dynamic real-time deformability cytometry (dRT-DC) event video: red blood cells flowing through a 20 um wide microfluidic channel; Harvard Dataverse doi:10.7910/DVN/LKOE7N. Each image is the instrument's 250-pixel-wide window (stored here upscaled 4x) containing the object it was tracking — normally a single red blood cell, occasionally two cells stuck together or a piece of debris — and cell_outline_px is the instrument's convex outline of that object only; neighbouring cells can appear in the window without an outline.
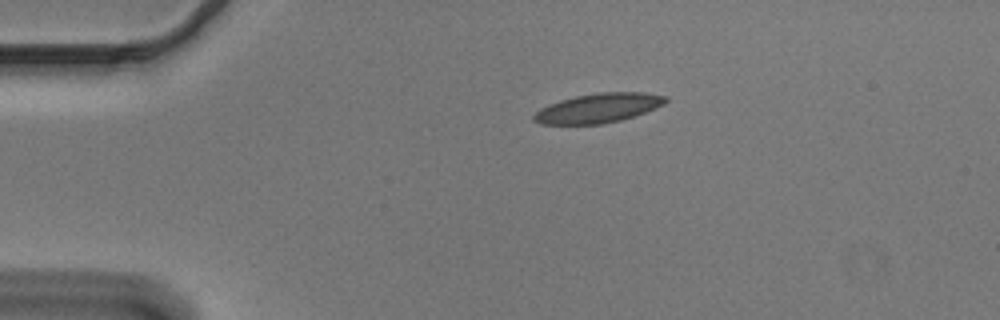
{"species": "Egyptian fruit bat (a non-hibernating species)", "species_latin": "Rousettus aegyptiacus", "temperature_condition": "cold", "stored_images_in_passage": 44, "camera_frame_rate_fps": 3000, "um_per_image_px": 0.085, "animal": {"sex": "male"}, "frame": {"image": 1, "passage_image": 1, "time_ms": 0.0, "image_size_px": [1000, 320], "cell_outline_px": [[668, 100], [664, 104], [644, 112], [620, 120], [600, 124], [540, 124], [532, 120], [532, 116], [540, 108], [548, 104], [560, 100], [576, 96], [596, 92], [644, 92], [668, 96]], "centroid_in_image_um": [50.83, 9.17], "position_along_channel_um": 34.2, "area_um2": 22.54}}
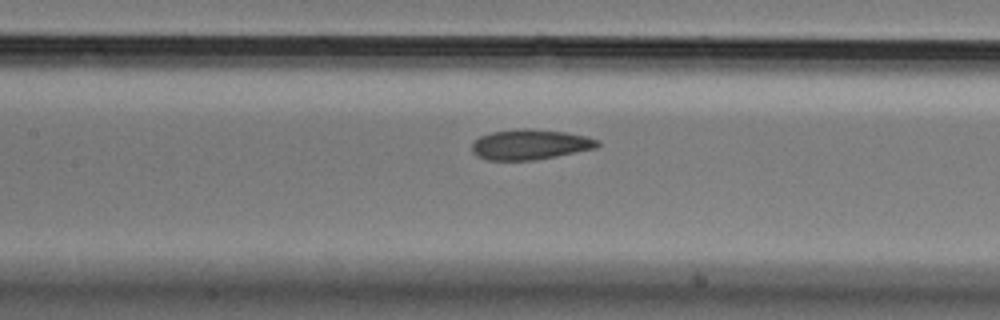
{"frame": {"image": 2, "passage_image": 15, "time_ms": 4.667, "image_size_px": [1000, 320], "cell_outline_px": [[600, 144], [596, 148], [536, 160], [488, 160], [476, 156], [472, 152], [472, 144], [480, 136], [492, 132], [524, 128], [528, 128], [564, 132], [588, 136], [600, 140]], "centroid_in_image_um": [45.07, 12.28], "position_along_channel_um": 162.3, "area_um2": 22.14}}
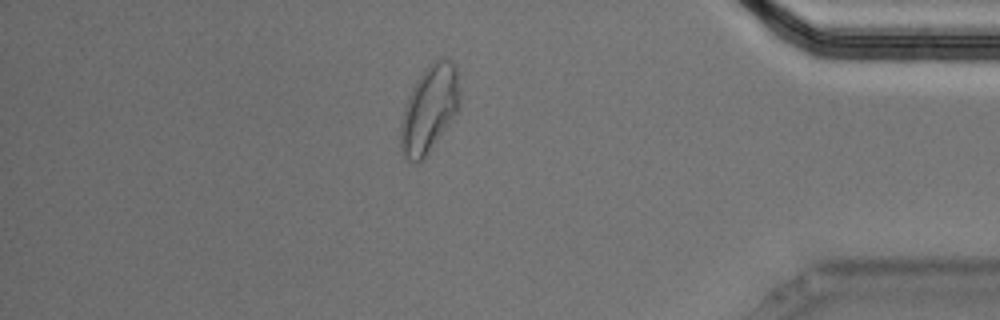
{"frame": {"image": 3, "passage_image": 37, "time_ms": 12.0, "image_size_px": [1000, 320], "cell_outline_px": [[460, 108], [428, 152], [416, 164], [404, 160], [400, 148], [400, 124], [404, 108], [408, 96], [412, 88], [420, 76], [432, 60], [444, 56], [456, 68], [460, 96]], "centroid_in_image_um": [36.47, 9.28], "position_along_channel_um": 398.7, "area_um2": 29.88}, "authors_computed_cell_mechanics": {"area_um2": 22.8888, "velocity_mm_per_s": 3.6584, "shape_relaxation_time_tau1_ms": 7.1797, "shape_relaxation_time_tau2_ms": 2.0325, "deformation_change_tau1": 0.1682, "deformation_change_tau2": 0.078}}